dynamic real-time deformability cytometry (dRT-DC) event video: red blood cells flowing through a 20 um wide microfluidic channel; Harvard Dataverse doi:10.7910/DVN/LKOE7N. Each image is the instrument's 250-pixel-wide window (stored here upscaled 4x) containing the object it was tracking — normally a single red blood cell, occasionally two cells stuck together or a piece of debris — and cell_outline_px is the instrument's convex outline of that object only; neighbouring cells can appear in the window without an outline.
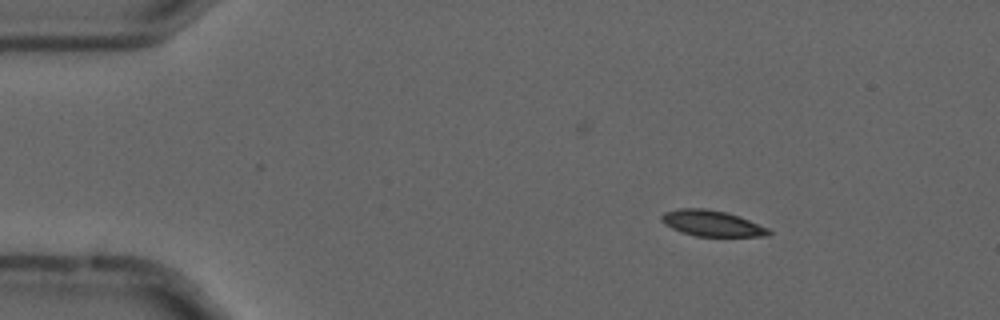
{"species": "common noctule bat (a hibernating species)", "species_latin": "Nyctalus noctula", "temperature_condition": "cold", "stored_images_in_passage": 57, "camera_frame_rate_fps": 3000, "um_per_image_px": 0.085, "animal": {"sex": "male", "forearm_length_mm": 52.5}, "frame": {"image": 1, "passage_image": 9, "time_ms": 2.667, "image_size_px": [1000, 320], "cell_outline_px": [[772, 236], [696, 236], [680, 232], [664, 224], [660, 220], [660, 216], [664, 212], [676, 208], [704, 208], [728, 212], [768, 228], [772, 232]], "centroid_in_image_um": [60.48, 18.98], "position_along_channel_um": 24.5, "area_um2": 16.3}}
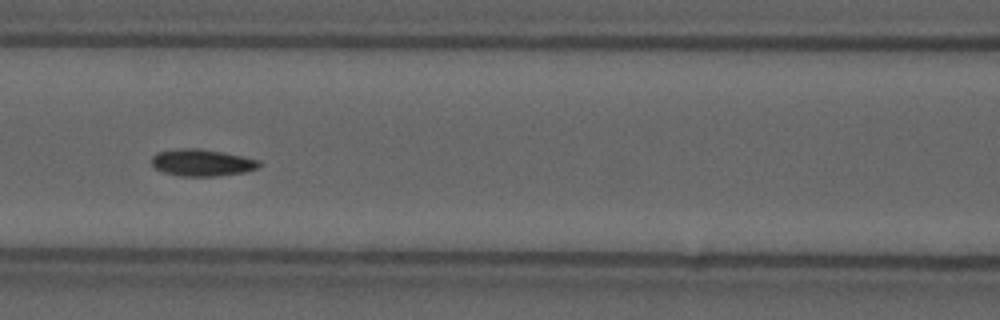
{"frame": {"image": 2, "passage_image": 25, "time_ms": 8.0, "image_size_px": [1000, 320], "cell_outline_px": [[260, 164], [256, 168], [244, 172], [216, 176], [180, 176], [164, 172], [156, 168], [152, 164], [152, 156], [160, 152], [184, 148], [196, 148], [224, 152], [260, 160]], "centroid_in_image_um": [17.18, 13.83], "position_along_channel_um": 149.4, "area_um2": 16.59}}
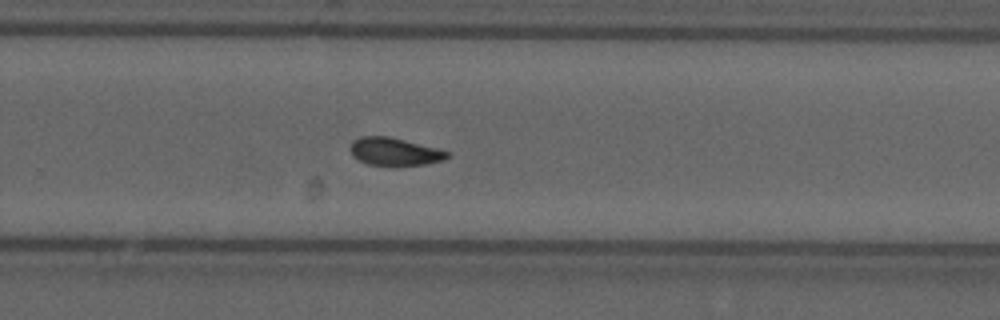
{"frame": {"image": 3, "passage_image": 37, "time_ms": 12.0, "image_size_px": [1000, 320], "cell_outline_px": [[452, 156], [444, 160], [424, 164], [396, 168], [392, 168], [368, 164], [352, 156], [348, 148], [352, 140], [360, 136], [388, 136], [452, 152]], "centroid_in_image_um": [33.53, 12.92], "position_along_channel_um": 296.3, "area_um2": 16.42}, "authors_computed_cell_mechanics": {"area_um2": 16.184, "velocity_mm_per_s": 3.6839, "shape_relaxation_time_tau1_ms": null, "shape_relaxation_time_tau2_ms": 5.3897, "deformation_change_tau1": null, "deformation_change_tau2": 0.0888}}